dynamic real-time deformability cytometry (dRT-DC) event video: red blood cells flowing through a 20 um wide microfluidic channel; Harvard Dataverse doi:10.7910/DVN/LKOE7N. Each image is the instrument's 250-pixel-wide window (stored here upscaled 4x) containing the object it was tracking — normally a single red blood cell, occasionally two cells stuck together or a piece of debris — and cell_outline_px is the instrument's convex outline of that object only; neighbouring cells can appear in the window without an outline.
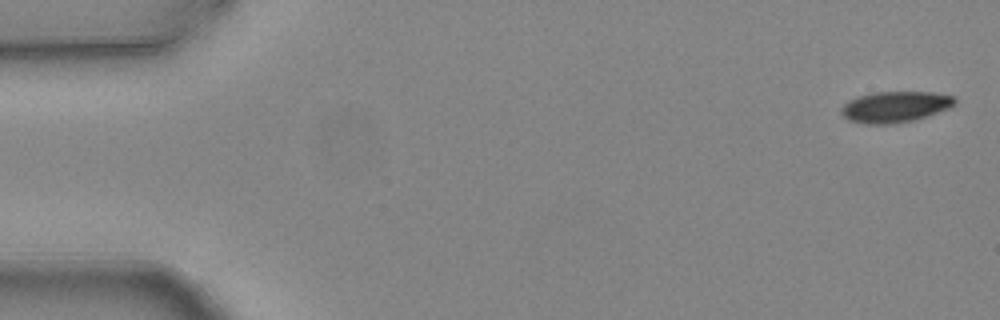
{"species": "common noctule bat (a hibernating species)", "species_latin": "Nyctalus noctula", "temperature_condition": "warm", "stored_images_in_passage": 6, "camera_frame_rate_fps": 3000, "um_per_image_px": 0.085, "animal": {"sex": "female", "body_mass_g": 24.6, "forearm_length_mm": 56.2}, "frame": {"image": 1, "passage_image": 1, "time_ms": 0.0, "image_size_px": [1000, 320], "cell_outline_px": [[956, 104], [948, 108], [928, 116], [896, 124], [864, 124], [848, 120], [840, 112], [840, 108], [848, 100], [856, 96], [872, 92], [932, 92], [952, 96], [956, 100]], "centroid_in_image_um": [76.04, 9.08], "position_along_channel_um": 9.0, "area_um2": 20.69}}
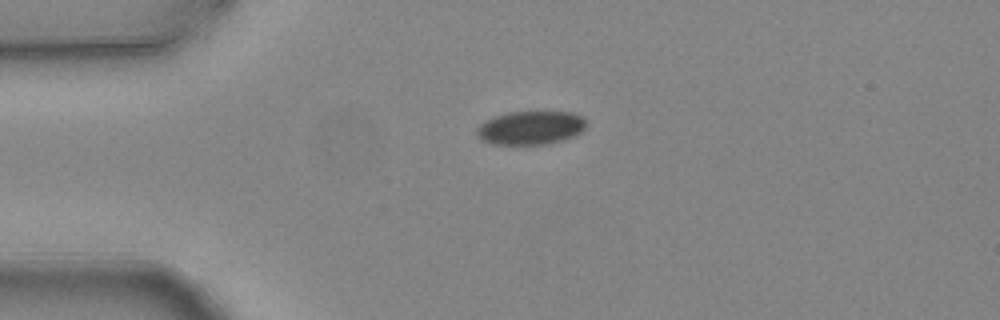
{"frame": {"image": 2, "passage_image": 6, "time_ms": 1.667, "image_size_px": [1000, 320], "cell_outline_px": [[588, 124], [576, 136], [564, 140], [544, 144], [492, 144], [480, 140], [476, 136], [476, 128], [480, 124], [496, 116], [508, 112], [572, 112], [580, 116]], "centroid_in_image_um": [45.09, 10.87], "position_along_channel_um": 39.9, "area_um2": 21.44}}